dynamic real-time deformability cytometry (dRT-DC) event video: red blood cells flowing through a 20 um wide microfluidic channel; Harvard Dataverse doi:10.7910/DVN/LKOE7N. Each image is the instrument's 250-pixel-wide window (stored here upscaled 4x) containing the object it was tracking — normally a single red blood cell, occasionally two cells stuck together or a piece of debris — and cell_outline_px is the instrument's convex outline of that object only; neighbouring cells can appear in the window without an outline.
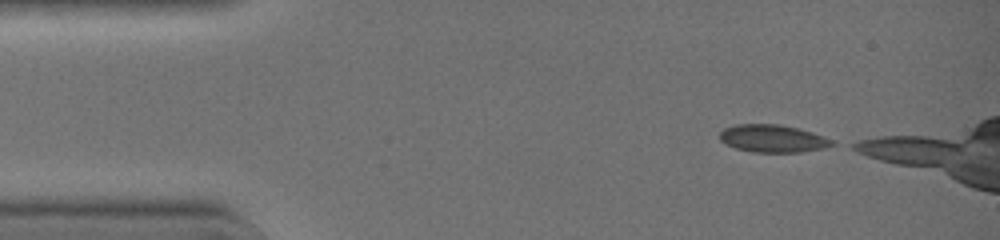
{"species": "common noctule bat (a hibernating species)", "species_latin": "Nyctalus noctula", "temperature_condition": "warm", "stored_images_in_passage": 12, "camera_frame_rate_fps": 3000, "um_per_image_px": 0.085, "animal": {"sex": "female", "body_mass_g": 19.0, "forearm_length_mm": 51.5}, "frame": {"image": 1, "passage_image": 1, "time_ms": 0.0, "image_size_px": [1000, 240], "cell_outline_px": [[836, 144], [824, 148], [800, 152], [752, 152], [736, 148], [724, 144], [720, 140], [720, 132], [724, 128], [736, 124], [780, 124], [812, 132], [832, 140]], "centroid_in_image_um": [65.65, 11.77], "position_along_channel_um": 19.3, "area_um2": 18.03}}